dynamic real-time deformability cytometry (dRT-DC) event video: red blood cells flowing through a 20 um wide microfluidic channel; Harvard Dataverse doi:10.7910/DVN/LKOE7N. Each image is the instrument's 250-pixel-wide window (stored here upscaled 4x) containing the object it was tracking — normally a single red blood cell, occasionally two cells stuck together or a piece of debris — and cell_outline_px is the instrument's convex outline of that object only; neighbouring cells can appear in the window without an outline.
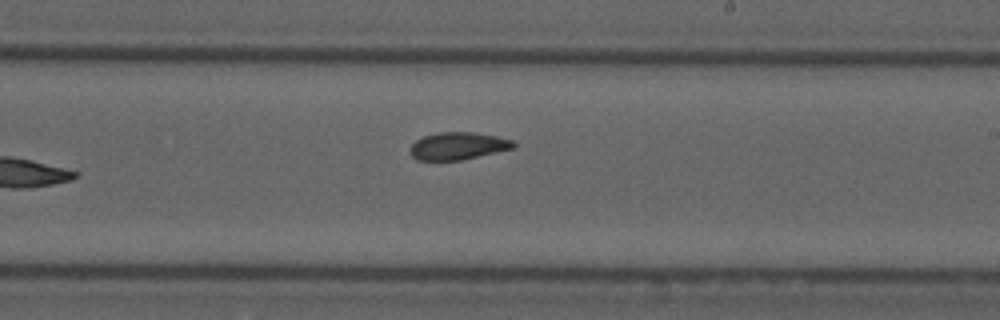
{"species": "common noctule bat (a hibernating species)", "species_latin": "Nyctalus noctula", "temperature_condition": "cold", "stored_images_in_passage": 10, "camera_frame_rate_fps": 3000, "um_per_image_px": 0.085, "animal": {"sex": "male", "forearm_length_mm": 52.5}, "frame": {"image": 1, "passage_image": 10, "time_ms": 11.333, "image_size_px": [1000, 320], "cell_outline_px": [[516, 148], [460, 160], [416, 160], [408, 152], [412, 144], [416, 140], [424, 136], [436, 132], [476, 132], [496, 136], [512, 140], [516, 144]], "centroid_in_image_um": [38.92, 12.4], "position_along_channel_um": 250.1, "area_um2": 16.65}}